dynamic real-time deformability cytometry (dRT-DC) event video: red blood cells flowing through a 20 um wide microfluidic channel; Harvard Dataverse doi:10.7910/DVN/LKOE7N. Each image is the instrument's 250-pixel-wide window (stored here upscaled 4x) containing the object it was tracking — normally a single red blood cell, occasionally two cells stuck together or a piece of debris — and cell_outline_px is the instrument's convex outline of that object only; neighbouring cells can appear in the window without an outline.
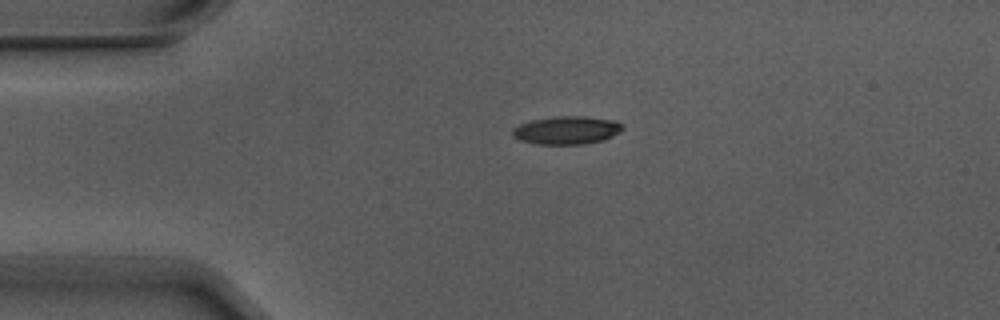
{"species": "Egyptian fruit bat (a non-hibernating species)", "species_latin": "Rousettus aegyptiacus", "temperature_condition": "warm", "stored_images_in_passage": 3, "camera_frame_rate_fps": 3000, "um_per_image_px": 0.085, "animal": {"sex": "male"}, "frame": {"image": 1, "passage_image": 2, "time_ms": 0.333, "image_size_px": [1000, 320], "cell_outline_px": [[624, 128], [620, 132], [604, 140], [584, 144], [532, 144], [520, 140], [512, 136], [512, 128], [520, 124], [532, 120], [552, 116], [584, 116], [616, 120], [624, 124]], "centroid_in_image_um": [48.18, 11.06], "position_along_channel_um": 36.8, "area_um2": 18.32}}